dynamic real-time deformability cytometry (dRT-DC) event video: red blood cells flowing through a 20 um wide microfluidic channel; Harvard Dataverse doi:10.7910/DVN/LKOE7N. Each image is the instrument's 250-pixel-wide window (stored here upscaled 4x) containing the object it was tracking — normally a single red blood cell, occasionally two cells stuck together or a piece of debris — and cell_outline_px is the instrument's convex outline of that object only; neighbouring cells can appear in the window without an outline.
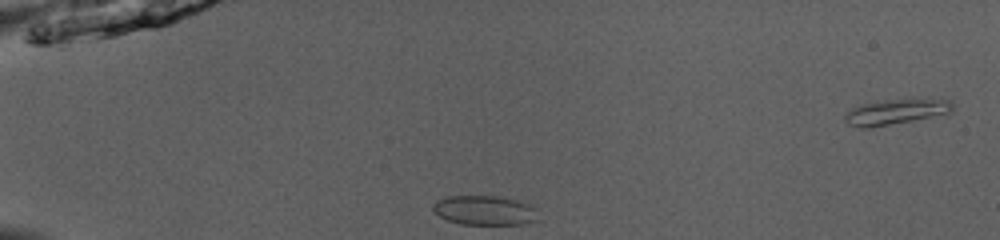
{"species": "common noctule bat (a hibernating species)", "species_latin": "Nyctalus noctula", "temperature_condition": "room temperature", "stored_images_in_passage": 38, "camera_frame_rate_fps": 3000, "um_per_image_px": 0.085, "animal": {"sex": "male", "body_mass_g": 13.0, "forearm_length_mm": 53.1}, "frame": {"image": 1, "passage_image": 2, "time_ms": 0.333, "image_size_px": [1000, 240], "cell_outline_px": [[540, 220], [524, 224], [460, 224], [448, 220], [440, 216], [432, 208], [432, 204], [436, 200], [448, 196], [496, 196], [516, 200], [532, 204], [536, 208]], "centroid_in_image_um": [41.25, 17.88], "position_along_channel_um": 43.8, "area_um2": 18.26}}
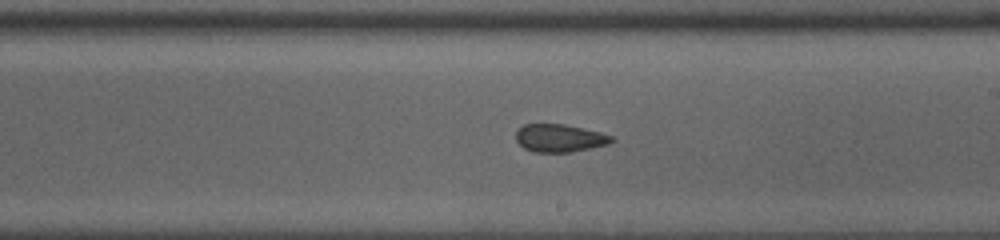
{"frame": {"image": 2, "passage_image": 19, "time_ms": 6.0, "image_size_px": [1000, 240], "cell_outline_px": [[616, 140], [608, 144], [572, 152], [532, 152], [524, 148], [516, 140], [516, 132], [524, 124], [564, 124], [600, 132], [612, 136]], "centroid_in_image_um": [47.57, 11.74], "position_along_channel_um": 241.4, "area_um2": 15.49}}
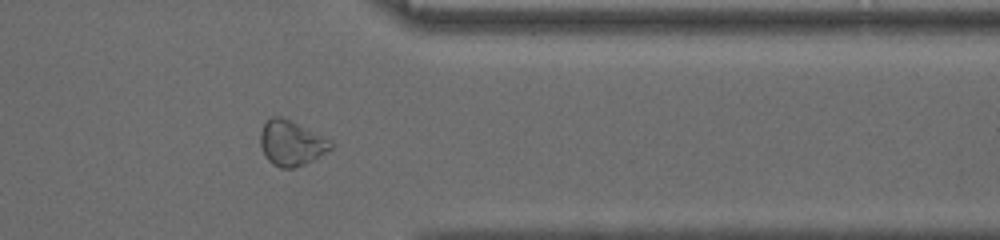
{"frame": {"image": 3, "passage_image": 30, "time_ms": 9.667, "image_size_px": [1000, 240], "cell_outline_px": [[336, 144], [332, 148], [312, 160], [304, 164], [292, 168], [280, 168], [272, 164], [268, 160], [260, 144], [260, 132], [264, 124], [272, 116], [280, 116], [332, 140]], "centroid_in_image_um": [24.77, 12.17], "position_along_channel_um": 386.6, "area_um2": 18.32}, "authors_computed_cell_mechanics": {"area_um2": 16.7042, "velocity_mm_per_s": 4.0547, "shape_relaxation_time_tau1_ms": null, "shape_relaxation_time_tau2_ms": 2.1679, "deformation_change_tau1": null, "deformation_change_tau2": 0.0571}}